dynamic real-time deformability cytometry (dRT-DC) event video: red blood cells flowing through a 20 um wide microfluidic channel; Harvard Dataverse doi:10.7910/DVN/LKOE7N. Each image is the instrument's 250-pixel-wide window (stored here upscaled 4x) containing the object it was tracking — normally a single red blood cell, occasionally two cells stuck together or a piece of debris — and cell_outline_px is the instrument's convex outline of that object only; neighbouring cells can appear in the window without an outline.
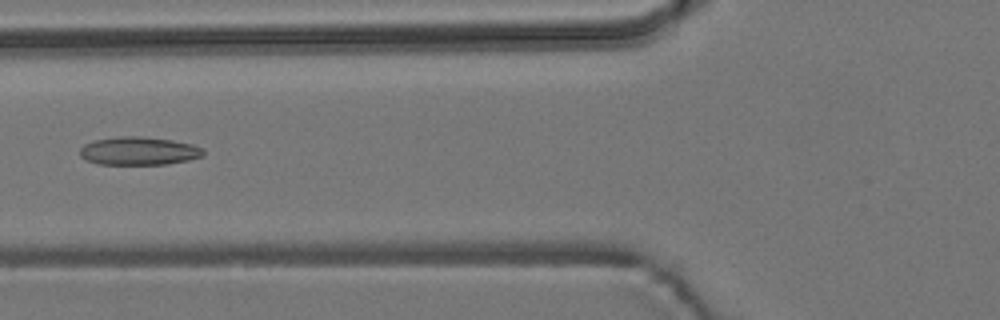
{"species": "common noctule bat (a hibernating species)", "species_latin": "Nyctalus noctula", "temperature_condition": "room temperature", "stored_images_in_passage": 7, "camera_frame_rate_fps": 3000, "um_per_image_px": 0.085, "animal": {"sex": "male", "body_mass_g": 19.2, "forearm_length_mm": 51.8}, "frame": {"image": 1, "passage_image": 6, "time_ms": 6.667, "image_size_px": [1000, 320], "cell_outline_px": [[204, 156], [188, 160], [168, 164], [100, 164], [84, 160], [80, 156], [80, 148], [84, 144], [96, 140], [120, 136], [140, 136], [172, 140], [192, 144], [204, 148]], "centroid_in_image_um": [11.81, 12.83], "position_along_channel_um": 114.0, "area_um2": 20.35}}
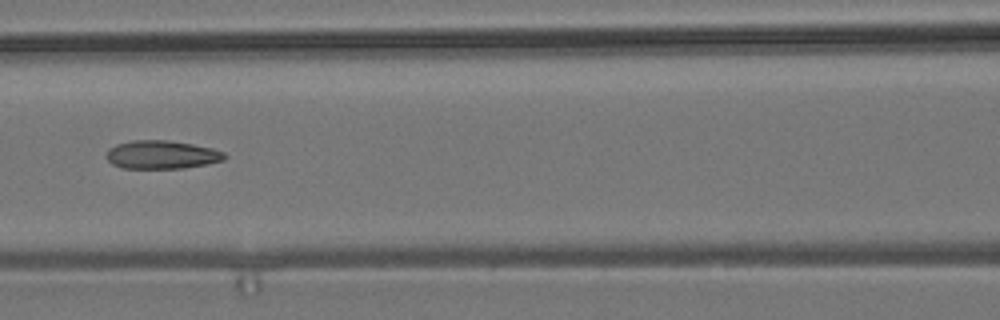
{"frame": {"image": 2, "passage_image": 7, "time_ms": 7.667, "image_size_px": [1000, 320], "cell_outline_px": [[228, 156], [224, 160], [208, 164], [184, 168], [120, 168], [112, 164], [104, 156], [108, 148], [116, 144], [132, 140], [168, 140], [192, 144], [212, 148], [224, 152]], "centroid_in_image_um": [13.73, 13.15], "position_along_channel_um": 152.9, "area_um2": 19.77}}